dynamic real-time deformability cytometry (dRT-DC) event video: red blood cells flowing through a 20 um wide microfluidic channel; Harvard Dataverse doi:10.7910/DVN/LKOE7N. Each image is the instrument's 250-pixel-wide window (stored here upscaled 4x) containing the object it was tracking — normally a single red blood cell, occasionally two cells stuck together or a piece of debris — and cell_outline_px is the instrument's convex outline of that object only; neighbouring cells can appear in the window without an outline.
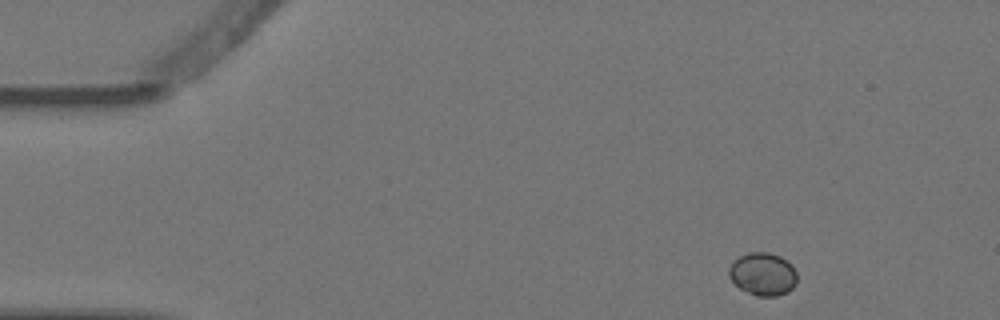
{"species": "Egyptian fruit bat (a non-hibernating species)", "species_latin": "Rousettus aegyptiacus", "temperature_condition": "warm", "stored_images_in_passage": 4, "camera_frame_rate_fps": 3000, "um_per_image_px": 0.085, "animal": {"sex": "female"}, "frame": {"image": 1, "passage_image": 1, "time_ms": 0.0, "image_size_px": [1000, 320], "cell_outline_px": [[796, 284], [788, 292], [776, 296], [756, 296], [740, 288], [728, 276], [728, 268], [732, 260], [748, 252], [768, 252], [780, 256], [792, 264], [796, 272]], "centroid_in_image_um": [64.83, 23.28], "position_along_channel_um": 20.2, "area_um2": 17.17}}
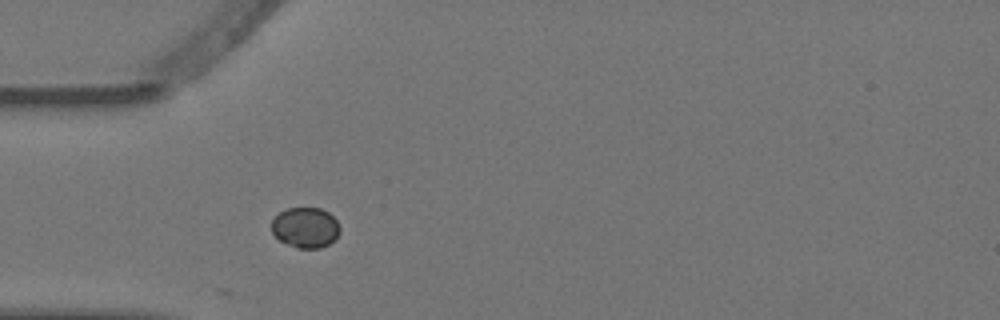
{"frame": {"image": 2, "passage_image": 4, "time_ms": 1.0, "image_size_px": [1000, 320], "cell_outline_px": [[340, 232], [336, 240], [320, 248], [296, 248], [280, 240], [272, 232], [272, 220], [280, 212], [288, 208], [320, 208], [328, 212], [336, 220], [340, 228]], "centroid_in_image_um": [25.99, 19.35], "position_along_channel_um": 59.0, "area_um2": 16.07}}